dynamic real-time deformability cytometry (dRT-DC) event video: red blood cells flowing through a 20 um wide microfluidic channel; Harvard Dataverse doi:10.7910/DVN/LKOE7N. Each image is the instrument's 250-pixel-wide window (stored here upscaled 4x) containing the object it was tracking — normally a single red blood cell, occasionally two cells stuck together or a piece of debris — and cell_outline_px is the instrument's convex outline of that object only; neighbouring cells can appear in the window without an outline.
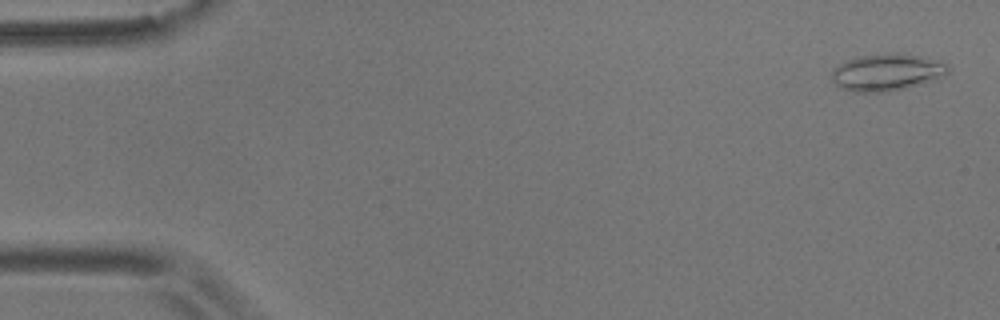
{"species": "common noctule bat (a hibernating species)", "species_latin": "Nyctalus noctula", "temperature_condition": "room temperature", "stored_images_in_passage": 55, "camera_frame_rate_fps": 3000, "um_per_image_px": 0.085, "animal": {"sex": "male", "body_mass_g": 17.9}, "frame": {"image": 1, "passage_image": 2, "time_ms": 0.333, "image_size_px": [1000, 320], "cell_outline_px": [[948, 72], [944, 76], [900, 88], [880, 92], [856, 92], [840, 88], [832, 80], [832, 68], [844, 60], [856, 56], [896, 52], [920, 56], [948, 64]], "centroid_in_image_um": [75.29, 6.11], "position_along_channel_um": 9.7, "area_um2": 24.74}}
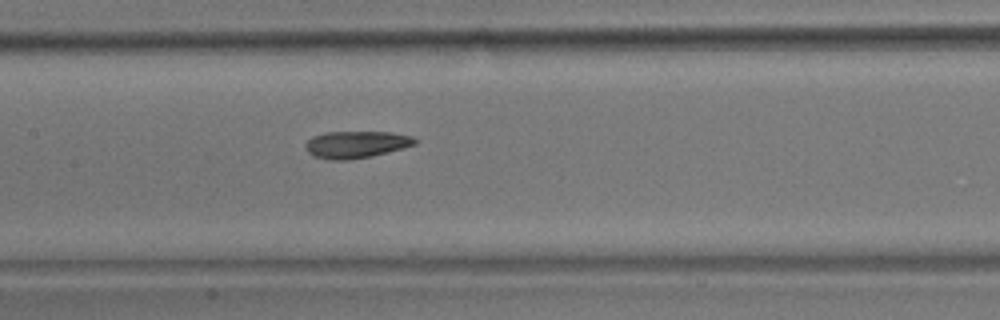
{"frame": {"image": 2, "passage_image": 26, "time_ms": 8.333, "image_size_px": [1000, 320], "cell_outline_px": [[416, 144], [404, 148], [372, 156], [348, 160], [328, 160], [316, 156], [308, 152], [304, 144], [312, 136], [324, 132], [392, 132], [412, 136], [416, 140]], "centroid_in_image_um": [30.27, 12.28], "position_along_channel_um": 177.1, "area_um2": 17.28}}
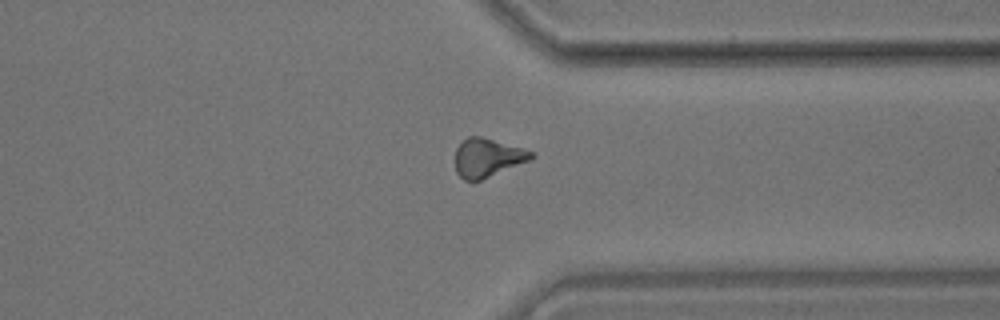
{"frame": {"image": 3, "passage_image": 42, "time_ms": 13.667, "image_size_px": [1000, 320], "cell_outline_px": [[536, 156], [528, 160], [480, 180], [464, 180], [456, 172], [456, 148], [468, 136], [480, 136], [524, 148], [532, 152]], "centroid_in_image_um": [41.42, 13.38], "position_along_channel_um": 370.0, "area_um2": 16.7}, "authors_computed_cell_mechanics": {"area_um2": 17.2822, "velocity_mm_per_s": 3.6499, "shape_relaxation_time_tau1_ms": 10.7668, "shape_relaxation_time_tau2_ms": 3.6808, "deformation_change_tau1": 0.2381, "deformation_change_tau2": 0.133}}